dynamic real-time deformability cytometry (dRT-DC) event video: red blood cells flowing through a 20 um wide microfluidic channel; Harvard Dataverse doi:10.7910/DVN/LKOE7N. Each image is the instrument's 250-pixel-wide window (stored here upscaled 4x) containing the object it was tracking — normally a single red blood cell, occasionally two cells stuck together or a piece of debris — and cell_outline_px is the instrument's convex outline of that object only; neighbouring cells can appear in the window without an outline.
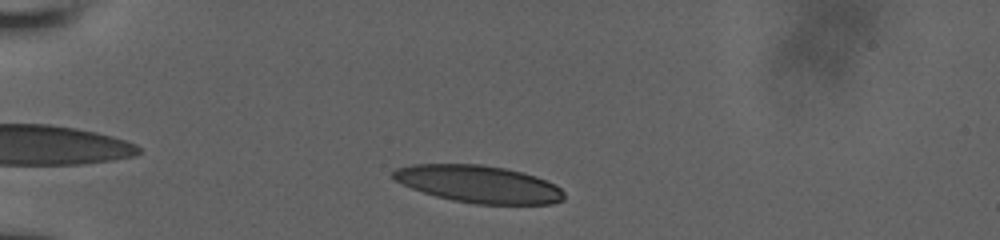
{"species": "human", "species_latin": "Homo sapiens", "temperature_condition": "room temperature", "stored_images_in_passage": 37, "camera_frame_rate_fps": 3000, "um_per_image_px": 0.085, "donor": {"sex": "male"}, "frame": {"image": 1, "passage_image": 4, "time_ms": 1.0, "image_size_px": [1000, 240], "cell_outline_px": [[564, 200], [552, 204], [476, 204], [452, 200], [436, 196], [412, 188], [396, 180], [392, 176], [392, 172], [396, 168], [412, 164], [480, 164], [504, 168], [536, 176], [556, 184], [564, 192]], "centroid_in_image_um": [40.72, 15.65], "position_along_channel_um": 44.3, "area_um2": 37.05}}
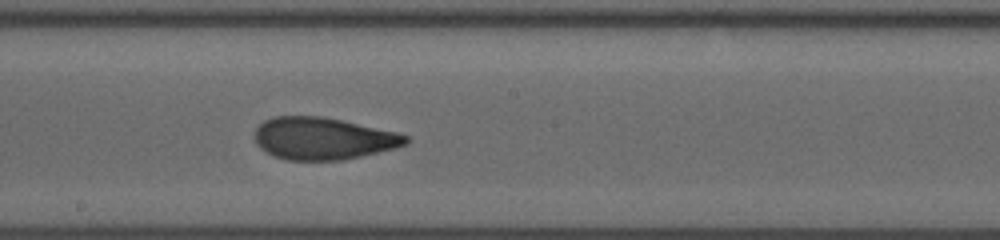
{"frame": {"image": 2, "passage_image": 21, "time_ms": 6.667, "image_size_px": [1000, 240], "cell_outline_px": [[408, 140], [404, 144], [396, 148], [344, 160], [284, 160], [272, 156], [260, 148], [256, 144], [252, 136], [256, 128], [264, 120], [272, 116], [320, 116], [340, 120], [396, 132], [408, 136]], "centroid_in_image_um": [27.38, 11.78], "position_along_channel_um": 220.8, "area_um2": 37.22}}
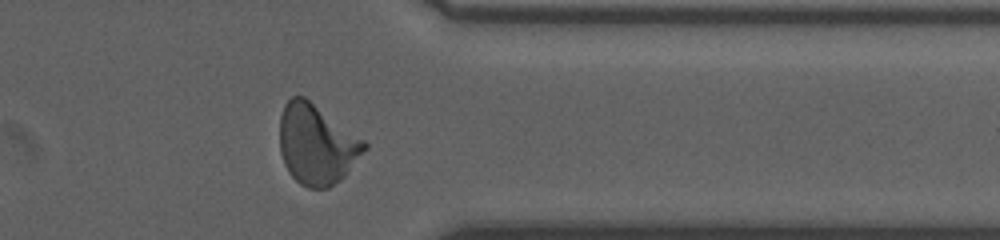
{"frame": {"image": 3, "passage_image": 34, "time_ms": 11.0, "image_size_px": [1000, 240], "cell_outline_px": [[368, 148], [344, 176], [340, 180], [328, 188], [308, 188], [300, 184], [288, 172], [284, 164], [280, 152], [280, 116], [284, 104], [292, 96], [304, 96], [364, 140], [368, 144]], "centroid_in_image_um": [26.9, 12.28], "position_along_channel_um": 384.5, "area_um2": 39.42}, "authors_computed_cell_mechanics": {"area_um2": 37.57, "velocity_mm_per_s": 3.885, "shape_relaxation_time_tau1_ms": 5.3027, "shape_relaxation_time_tau2_ms": 1.2588, "deformation_change_tau1": 0.19, "deformation_change_tau2": 0.0868}}